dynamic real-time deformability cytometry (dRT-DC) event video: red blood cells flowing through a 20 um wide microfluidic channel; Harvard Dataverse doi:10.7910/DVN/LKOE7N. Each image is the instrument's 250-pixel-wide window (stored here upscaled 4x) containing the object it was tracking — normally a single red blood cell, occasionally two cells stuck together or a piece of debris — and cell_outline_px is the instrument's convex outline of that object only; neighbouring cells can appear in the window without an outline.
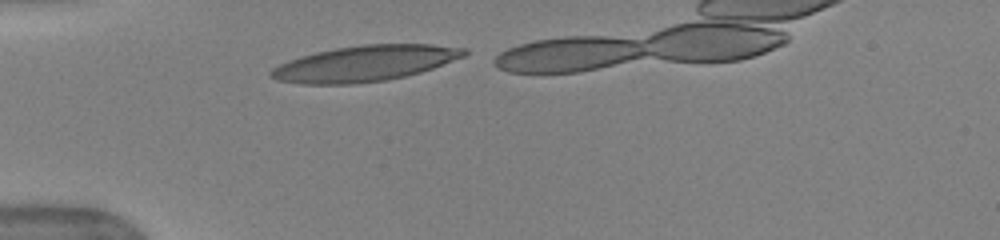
{"species": "human", "species_latin": "Homo sapiens", "temperature_condition": "warm", "stored_images_in_passage": 9, "camera_frame_rate_fps": 3000, "um_per_image_px": 0.085, "donor": {"sex": "female"}, "frame": {"image": 1, "passage_image": 1, "time_ms": 0.0, "image_size_px": [1000, 240], "cell_outline_px": [[468, 52], [464, 56], [432, 68], [420, 72], [404, 76], [384, 80], [352, 84], [300, 84], [276, 80], [268, 76], [268, 72], [272, 68], [288, 60], [300, 56], [316, 52], [336, 48], [364, 44], [432, 44], [468, 48]], "centroid_in_image_um": [30.97, 5.39], "position_along_channel_um": 54.0, "area_um2": 40.23}}